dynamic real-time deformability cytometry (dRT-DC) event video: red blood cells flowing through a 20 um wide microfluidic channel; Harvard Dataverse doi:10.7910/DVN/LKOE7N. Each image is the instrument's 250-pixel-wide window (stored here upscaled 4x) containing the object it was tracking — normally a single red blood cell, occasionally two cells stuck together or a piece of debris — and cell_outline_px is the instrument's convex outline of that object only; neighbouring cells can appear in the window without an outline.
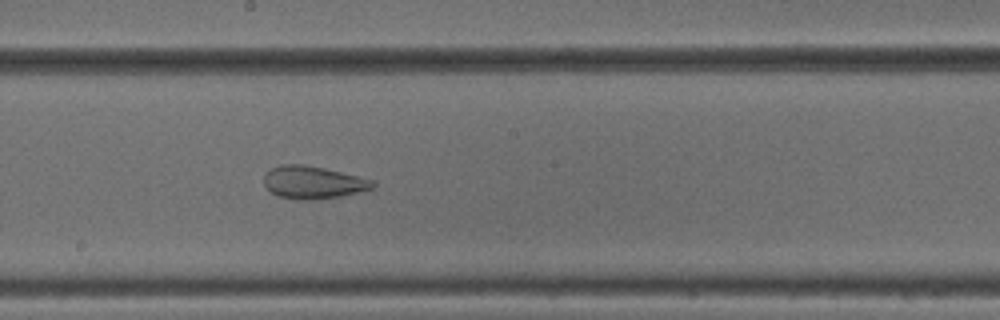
{"species": "common noctule bat (a hibernating species)", "species_latin": "Nyctalus noctula", "temperature_condition": "cold", "stored_images_in_passage": 47, "camera_frame_rate_fps": 3000, "um_per_image_px": 0.085, "animal": {"sex": "male", "body_mass_g": 18.8}, "frame": {"image": 1, "passage_image": 24, "time_ms": 7.667, "image_size_px": [1000, 320], "cell_outline_px": [[376, 188], [340, 196], [316, 200], [300, 200], [280, 196], [272, 192], [264, 184], [264, 172], [280, 164], [300, 164], [324, 168], [372, 180], [376, 184]], "centroid_in_image_um": [26.6, 15.5], "position_along_channel_um": 221.6, "area_um2": 20.58}}
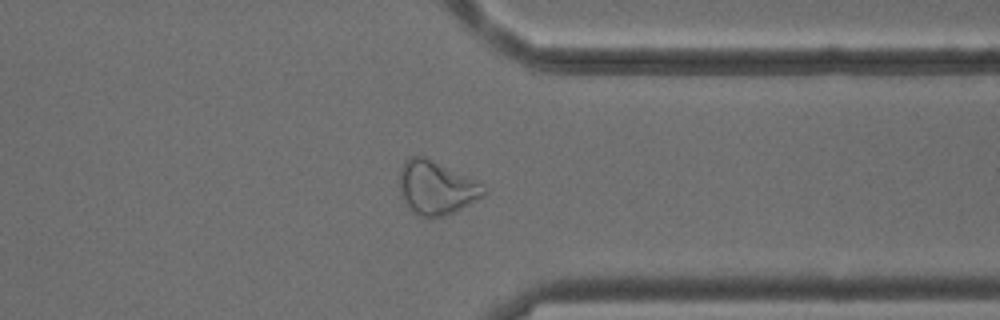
{"frame": {"image": 2, "passage_image": 36, "time_ms": 11.667, "image_size_px": [1000, 320], "cell_outline_px": [[488, 192], [484, 196], [444, 216], [428, 220], [420, 216], [408, 208], [400, 192], [400, 168], [404, 160], [408, 156], [424, 156], [480, 184]], "centroid_in_image_um": [37.02, 15.98], "position_along_channel_um": 374.4, "area_um2": 25.89}}
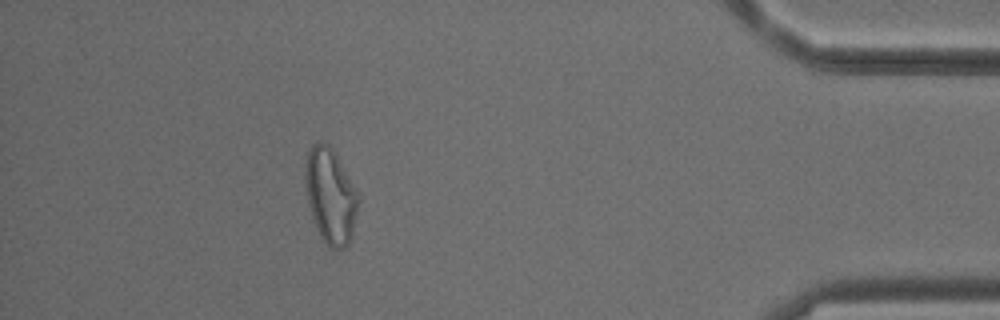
{"frame": {"image": 3, "passage_image": 42, "time_ms": 13.667, "image_size_px": [1000, 320], "cell_outline_px": [[360, 200], [352, 236], [348, 244], [344, 248], [332, 248], [320, 236], [312, 216], [308, 204], [304, 184], [304, 172], [308, 152], [312, 144], [316, 140], [320, 140], [328, 144], [332, 148], [356, 188]], "centroid_in_image_um": [28.09, 16.61], "position_along_channel_um": 407.1, "area_um2": 29.59}, "authors_computed_cell_mechanics": {"area_um2": 27.3394, "velocity_mm_per_s": 3.8801, "shape_relaxation_time_tau1_ms": null, "shape_relaxation_time_tau2_ms": 1.6628, "deformation_change_tau1": null, "deformation_change_tau2": 0.0914}}